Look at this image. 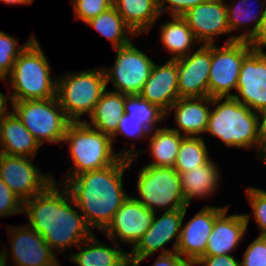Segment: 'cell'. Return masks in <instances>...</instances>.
Instances as JSON below:
<instances>
[{
  "instance_id": "74e56055",
  "label": "cell",
  "mask_w": 266,
  "mask_h": 266,
  "mask_svg": "<svg viewBox=\"0 0 266 266\" xmlns=\"http://www.w3.org/2000/svg\"><path fill=\"white\" fill-rule=\"evenodd\" d=\"M148 134L150 131L142 124L141 121L136 120L135 118H130V115L124 113L122 118L119 120V126L116 132L111 136L112 142L115 136L124 135L128 138H142Z\"/></svg>"
},
{
  "instance_id": "ab89813d",
  "label": "cell",
  "mask_w": 266,
  "mask_h": 266,
  "mask_svg": "<svg viewBox=\"0 0 266 266\" xmlns=\"http://www.w3.org/2000/svg\"><path fill=\"white\" fill-rule=\"evenodd\" d=\"M195 263L202 266H241L240 260H237L231 254L202 256Z\"/></svg>"
},
{
  "instance_id": "9a60e30c",
  "label": "cell",
  "mask_w": 266,
  "mask_h": 266,
  "mask_svg": "<svg viewBox=\"0 0 266 266\" xmlns=\"http://www.w3.org/2000/svg\"><path fill=\"white\" fill-rule=\"evenodd\" d=\"M9 227L15 266H59L56 254L38 232L28 225Z\"/></svg>"
},
{
  "instance_id": "5b68a950",
  "label": "cell",
  "mask_w": 266,
  "mask_h": 266,
  "mask_svg": "<svg viewBox=\"0 0 266 266\" xmlns=\"http://www.w3.org/2000/svg\"><path fill=\"white\" fill-rule=\"evenodd\" d=\"M36 38L18 56L9 73L12 101L46 100L56 97L57 79Z\"/></svg>"
},
{
  "instance_id": "ffe728a7",
  "label": "cell",
  "mask_w": 266,
  "mask_h": 266,
  "mask_svg": "<svg viewBox=\"0 0 266 266\" xmlns=\"http://www.w3.org/2000/svg\"><path fill=\"white\" fill-rule=\"evenodd\" d=\"M228 207L215 219L203 256L228 255L247 232L250 214L226 216Z\"/></svg>"
},
{
  "instance_id": "484cf974",
  "label": "cell",
  "mask_w": 266,
  "mask_h": 266,
  "mask_svg": "<svg viewBox=\"0 0 266 266\" xmlns=\"http://www.w3.org/2000/svg\"><path fill=\"white\" fill-rule=\"evenodd\" d=\"M125 98L126 94L105 90L90 115L91 122H84L90 127L112 136L119 126V120L125 113Z\"/></svg>"
},
{
  "instance_id": "4dcf8cb0",
  "label": "cell",
  "mask_w": 266,
  "mask_h": 266,
  "mask_svg": "<svg viewBox=\"0 0 266 266\" xmlns=\"http://www.w3.org/2000/svg\"><path fill=\"white\" fill-rule=\"evenodd\" d=\"M205 141L201 137L185 136L179 147L173 168L178 173H185L207 163L209 158Z\"/></svg>"
},
{
  "instance_id": "7a4b0ae2",
  "label": "cell",
  "mask_w": 266,
  "mask_h": 266,
  "mask_svg": "<svg viewBox=\"0 0 266 266\" xmlns=\"http://www.w3.org/2000/svg\"><path fill=\"white\" fill-rule=\"evenodd\" d=\"M134 160L136 157H120L108 167L83 172L66 183L62 181L90 228L103 232L129 196L122 179Z\"/></svg>"
},
{
  "instance_id": "d590c367",
  "label": "cell",
  "mask_w": 266,
  "mask_h": 266,
  "mask_svg": "<svg viewBox=\"0 0 266 266\" xmlns=\"http://www.w3.org/2000/svg\"><path fill=\"white\" fill-rule=\"evenodd\" d=\"M241 266H266V237L258 236L246 248Z\"/></svg>"
},
{
  "instance_id": "6da1fadb",
  "label": "cell",
  "mask_w": 266,
  "mask_h": 266,
  "mask_svg": "<svg viewBox=\"0 0 266 266\" xmlns=\"http://www.w3.org/2000/svg\"><path fill=\"white\" fill-rule=\"evenodd\" d=\"M58 186L61 191L54 180L42 192L23 202V212L29 220L27 225L43 237L55 254L56 250L63 251L68 246L77 247L93 235L66 187Z\"/></svg>"
},
{
  "instance_id": "7dc6e473",
  "label": "cell",
  "mask_w": 266,
  "mask_h": 266,
  "mask_svg": "<svg viewBox=\"0 0 266 266\" xmlns=\"http://www.w3.org/2000/svg\"><path fill=\"white\" fill-rule=\"evenodd\" d=\"M260 158H261V160L263 159V161H265V163H266V146H264Z\"/></svg>"
},
{
  "instance_id": "4fadbf2b",
  "label": "cell",
  "mask_w": 266,
  "mask_h": 266,
  "mask_svg": "<svg viewBox=\"0 0 266 266\" xmlns=\"http://www.w3.org/2000/svg\"><path fill=\"white\" fill-rule=\"evenodd\" d=\"M235 99L256 113L266 109V52L253 49L243 60ZM242 99H241V98Z\"/></svg>"
},
{
  "instance_id": "f6af8a7d",
  "label": "cell",
  "mask_w": 266,
  "mask_h": 266,
  "mask_svg": "<svg viewBox=\"0 0 266 266\" xmlns=\"http://www.w3.org/2000/svg\"><path fill=\"white\" fill-rule=\"evenodd\" d=\"M3 3L12 5V4H22V5H29L31 4L34 0H0Z\"/></svg>"
},
{
  "instance_id": "f1b7e54d",
  "label": "cell",
  "mask_w": 266,
  "mask_h": 266,
  "mask_svg": "<svg viewBox=\"0 0 266 266\" xmlns=\"http://www.w3.org/2000/svg\"><path fill=\"white\" fill-rule=\"evenodd\" d=\"M239 3H236L235 7H231V5L225 3L230 32L244 29L246 24L254 26L250 30H248L249 28L246 27L247 31L242 34H238V36H234L233 34L225 41V43H231L237 40L249 41L255 35L260 22L266 13V7L263 9V2L261 3V10H259V13H255L254 10L246 5L248 0H239Z\"/></svg>"
},
{
  "instance_id": "b9f144b4",
  "label": "cell",
  "mask_w": 266,
  "mask_h": 266,
  "mask_svg": "<svg viewBox=\"0 0 266 266\" xmlns=\"http://www.w3.org/2000/svg\"><path fill=\"white\" fill-rule=\"evenodd\" d=\"M248 43L255 50L263 51V47L266 46V13L264 14L258 30L255 35L248 41Z\"/></svg>"
},
{
  "instance_id": "44dd1931",
  "label": "cell",
  "mask_w": 266,
  "mask_h": 266,
  "mask_svg": "<svg viewBox=\"0 0 266 266\" xmlns=\"http://www.w3.org/2000/svg\"><path fill=\"white\" fill-rule=\"evenodd\" d=\"M211 104L212 97L209 96L177 99L168 109L166 117L170 110H175L178 128L170 129L183 136L200 137V134L206 131Z\"/></svg>"
},
{
  "instance_id": "4316f807",
  "label": "cell",
  "mask_w": 266,
  "mask_h": 266,
  "mask_svg": "<svg viewBox=\"0 0 266 266\" xmlns=\"http://www.w3.org/2000/svg\"><path fill=\"white\" fill-rule=\"evenodd\" d=\"M170 17L172 20L160 27V39L165 49L173 54L170 60H178L187 56L188 51L192 52V44L199 42L181 16Z\"/></svg>"
},
{
  "instance_id": "ba28073f",
  "label": "cell",
  "mask_w": 266,
  "mask_h": 266,
  "mask_svg": "<svg viewBox=\"0 0 266 266\" xmlns=\"http://www.w3.org/2000/svg\"><path fill=\"white\" fill-rule=\"evenodd\" d=\"M137 177L140 198H133L154 213L160 208L171 211L188 206L181 189L179 173L173 167L146 165L140 168Z\"/></svg>"
},
{
  "instance_id": "8992f818",
  "label": "cell",
  "mask_w": 266,
  "mask_h": 266,
  "mask_svg": "<svg viewBox=\"0 0 266 266\" xmlns=\"http://www.w3.org/2000/svg\"><path fill=\"white\" fill-rule=\"evenodd\" d=\"M103 68H94L57 77L56 97L71 122H82L83 114L90 116L106 90Z\"/></svg>"
},
{
  "instance_id": "3957f363",
  "label": "cell",
  "mask_w": 266,
  "mask_h": 266,
  "mask_svg": "<svg viewBox=\"0 0 266 266\" xmlns=\"http://www.w3.org/2000/svg\"><path fill=\"white\" fill-rule=\"evenodd\" d=\"M69 144V154L74 162L67 181L83 172L103 169L114 164L120 157H138L142 150L123 149L115 154L112 138L97 129L90 127L84 121L71 122L63 141ZM127 150V151H126Z\"/></svg>"
},
{
  "instance_id": "1f68e13d",
  "label": "cell",
  "mask_w": 266,
  "mask_h": 266,
  "mask_svg": "<svg viewBox=\"0 0 266 266\" xmlns=\"http://www.w3.org/2000/svg\"><path fill=\"white\" fill-rule=\"evenodd\" d=\"M124 109L130 118L141 121L150 132H153L156 124L166 118V113L162 109L139 95H126Z\"/></svg>"
},
{
  "instance_id": "d6a6232c",
  "label": "cell",
  "mask_w": 266,
  "mask_h": 266,
  "mask_svg": "<svg viewBox=\"0 0 266 266\" xmlns=\"http://www.w3.org/2000/svg\"><path fill=\"white\" fill-rule=\"evenodd\" d=\"M35 39L34 35L29 37L26 43L17 46V39L0 31V80L5 81L13 68L18 56Z\"/></svg>"
},
{
  "instance_id": "8d00e7d4",
  "label": "cell",
  "mask_w": 266,
  "mask_h": 266,
  "mask_svg": "<svg viewBox=\"0 0 266 266\" xmlns=\"http://www.w3.org/2000/svg\"><path fill=\"white\" fill-rule=\"evenodd\" d=\"M23 213V201L0 179V217Z\"/></svg>"
},
{
  "instance_id": "52a82bcc",
  "label": "cell",
  "mask_w": 266,
  "mask_h": 266,
  "mask_svg": "<svg viewBox=\"0 0 266 266\" xmlns=\"http://www.w3.org/2000/svg\"><path fill=\"white\" fill-rule=\"evenodd\" d=\"M12 112L42 145L61 143L71 121L67 118L57 97L46 100L12 101Z\"/></svg>"
},
{
  "instance_id": "60d3db41",
  "label": "cell",
  "mask_w": 266,
  "mask_h": 266,
  "mask_svg": "<svg viewBox=\"0 0 266 266\" xmlns=\"http://www.w3.org/2000/svg\"><path fill=\"white\" fill-rule=\"evenodd\" d=\"M196 263L183 258L177 252L160 254L152 266H193Z\"/></svg>"
},
{
  "instance_id": "5bb4252c",
  "label": "cell",
  "mask_w": 266,
  "mask_h": 266,
  "mask_svg": "<svg viewBox=\"0 0 266 266\" xmlns=\"http://www.w3.org/2000/svg\"><path fill=\"white\" fill-rule=\"evenodd\" d=\"M154 214L139 201L128 196L103 233L117 245L119 237L121 242L130 243L134 247L150 228Z\"/></svg>"
},
{
  "instance_id": "9c48e42d",
  "label": "cell",
  "mask_w": 266,
  "mask_h": 266,
  "mask_svg": "<svg viewBox=\"0 0 266 266\" xmlns=\"http://www.w3.org/2000/svg\"><path fill=\"white\" fill-rule=\"evenodd\" d=\"M252 50L248 41L224 43L220 48L211 44L209 97L232 96L230 92L236 90L242 62Z\"/></svg>"
},
{
  "instance_id": "f546056e",
  "label": "cell",
  "mask_w": 266,
  "mask_h": 266,
  "mask_svg": "<svg viewBox=\"0 0 266 266\" xmlns=\"http://www.w3.org/2000/svg\"><path fill=\"white\" fill-rule=\"evenodd\" d=\"M86 24L96 29L102 36L111 41L113 49L130 43L129 34L135 36L114 6L100 13Z\"/></svg>"
},
{
  "instance_id": "bcb514c9",
  "label": "cell",
  "mask_w": 266,
  "mask_h": 266,
  "mask_svg": "<svg viewBox=\"0 0 266 266\" xmlns=\"http://www.w3.org/2000/svg\"><path fill=\"white\" fill-rule=\"evenodd\" d=\"M8 255L9 254L7 253V250L0 253V266H7L6 258L8 257Z\"/></svg>"
},
{
  "instance_id": "7402d4cb",
  "label": "cell",
  "mask_w": 266,
  "mask_h": 266,
  "mask_svg": "<svg viewBox=\"0 0 266 266\" xmlns=\"http://www.w3.org/2000/svg\"><path fill=\"white\" fill-rule=\"evenodd\" d=\"M0 153L35 158L40 144L11 112L0 121Z\"/></svg>"
},
{
  "instance_id": "d4e9b609",
  "label": "cell",
  "mask_w": 266,
  "mask_h": 266,
  "mask_svg": "<svg viewBox=\"0 0 266 266\" xmlns=\"http://www.w3.org/2000/svg\"><path fill=\"white\" fill-rule=\"evenodd\" d=\"M213 160L185 173H179L181 189L187 205L193 197L205 198L215 193L219 185L220 173Z\"/></svg>"
},
{
  "instance_id": "83f0119b",
  "label": "cell",
  "mask_w": 266,
  "mask_h": 266,
  "mask_svg": "<svg viewBox=\"0 0 266 266\" xmlns=\"http://www.w3.org/2000/svg\"><path fill=\"white\" fill-rule=\"evenodd\" d=\"M155 132H150L149 151L154 159L147 164L154 167H173L182 139L185 137L170 128H156Z\"/></svg>"
},
{
  "instance_id": "f35d334b",
  "label": "cell",
  "mask_w": 266,
  "mask_h": 266,
  "mask_svg": "<svg viewBox=\"0 0 266 266\" xmlns=\"http://www.w3.org/2000/svg\"><path fill=\"white\" fill-rule=\"evenodd\" d=\"M208 0H158V9L160 14L168 10L171 16H182L189 9L205 3ZM169 6H165V4Z\"/></svg>"
},
{
  "instance_id": "603a6c76",
  "label": "cell",
  "mask_w": 266,
  "mask_h": 266,
  "mask_svg": "<svg viewBox=\"0 0 266 266\" xmlns=\"http://www.w3.org/2000/svg\"><path fill=\"white\" fill-rule=\"evenodd\" d=\"M82 244L86 246L83 247ZM115 246L106 247V244L98 242L93 234L77 246L80 252L72 254L70 259L77 266H131L129 253L123 252L116 243Z\"/></svg>"
},
{
  "instance_id": "cb8c5ba5",
  "label": "cell",
  "mask_w": 266,
  "mask_h": 266,
  "mask_svg": "<svg viewBox=\"0 0 266 266\" xmlns=\"http://www.w3.org/2000/svg\"><path fill=\"white\" fill-rule=\"evenodd\" d=\"M113 6L135 35L147 33L161 15L158 0H113Z\"/></svg>"
},
{
  "instance_id": "7bdbcfd3",
  "label": "cell",
  "mask_w": 266,
  "mask_h": 266,
  "mask_svg": "<svg viewBox=\"0 0 266 266\" xmlns=\"http://www.w3.org/2000/svg\"><path fill=\"white\" fill-rule=\"evenodd\" d=\"M259 116V133L262 140L263 147L266 146V109L258 113Z\"/></svg>"
},
{
  "instance_id": "2e32d148",
  "label": "cell",
  "mask_w": 266,
  "mask_h": 266,
  "mask_svg": "<svg viewBox=\"0 0 266 266\" xmlns=\"http://www.w3.org/2000/svg\"><path fill=\"white\" fill-rule=\"evenodd\" d=\"M179 98L209 96V73L211 68V44H202L192 54L177 60Z\"/></svg>"
},
{
  "instance_id": "ee69618b",
  "label": "cell",
  "mask_w": 266,
  "mask_h": 266,
  "mask_svg": "<svg viewBox=\"0 0 266 266\" xmlns=\"http://www.w3.org/2000/svg\"><path fill=\"white\" fill-rule=\"evenodd\" d=\"M8 99L12 102L11 97H7L0 91V121L11 113L10 111H7Z\"/></svg>"
},
{
  "instance_id": "ac0fdd59",
  "label": "cell",
  "mask_w": 266,
  "mask_h": 266,
  "mask_svg": "<svg viewBox=\"0 0 266 266\" xmlns=\"http://www.w3.org/2000/svg\"><path fill=\"white\" fill-rule=\"evenodd\" d=\"M227 207L206 206L192 217L184 227L181 226L176 252L194 262L202 257L206 251L215 219Z\"/></svg>"
},
{
  "instance_id": "8fae6325",
  "label": "cell",
  "mask_w": 266,
  "mask_h": 266,
  "mask_svg": "<svg viewBox=\"0 0 266 266\" xmlns=\"http://www.w3.org/2000/svg\"><path fill=\"white\" fill-rule=\"evenodd\" d=\"M188 206L182 209L165 211L161 217L156 218L154 214L150 228L133 247L129 253L131 266H138L145 258L154 254L162 248L160 254L176 252L180 238L181 226ZM175 239L173 250L165 249L164 246Z\"/></svg>"
},
{
  "instance_id": "e575fe53",
  "label": "cell",
  "mask_w": 266,
  "mask_h": 266,
  "mask_svg": "<svg viewBox=\"0 0 266 266\" xmlns=\"http://www.w3.org/2000/svg\"><path fill=\"white\" fill-rule=\"evenodd\" d=\"M246 193L260 228V236L266 237V190L250 187L247 188Z\"/></svg>"
},
{
  "instance_id": "7c38bea8",
  "label": "cell",
  "mask_w": 266,
  "mask_h": 266,
  "mask_svg": "<svg viewBox=\"0 0 266 266\" xmlns=\"http://www.w3.org/2000/svg\"><path fill=\"white\" fill-rule=\"evenodd\" d=\"M29 157L0 153V179L23 202L42 192L55 179L42 173Z\"/></svg>"
},
{
  "instance_id": "836d02e7",
  "label": "cell",
  "mask_w": 266,
  "mask_h": 266,
  "mask_svg": "<svg viewBox=\"0 0 266 266\" xmlns=\"http://www.w3.org/2000/svg\"><path fill=\"white\" fill-rule=\"evenodd\" d=\"M72 7L76 19L85 24L113 7V0H72Z\"/></svg>"
},
{
  "instance_id": "30bf717a",
  "label": "cell",
  "mask_w": 266,
  "mask_h": 266,
  "mask_svg": "<svg viewBox=\"0 0 266 266\" xmlns=\"http://www.w3.org/2000/svg\"><path fill=\"white\" fill-rule=\"evenodd\" d=\"M115 50L114 66L108 70L103 68L106 85L111 81L115 92L138 95L149 78L154 62L132 42Z\"/></svg>"
},
{
  "instance_id": "d6986e66",
  "label": "cell",
  "mask_w": 266,
  "mask_h": 266,
  "mask_svg": "<svg viewBox=\"0 0 266 266\" xmlns=\"http://www.w3.org/2000/svg\"><path fill=\"white\" fill-rule=\"evenodd\" d=\"M138 95L167 113L179 99L177 60L169 59L163 65L154 63L149 78Z\"/></svg>"
},
{
  "instance_id": "e0dca14e",
  "label": "cell",
  "mask_w": 266,
  "mask_h": 266,
  "mask_svg": "<svg viewBox=\"0 0 266 266\" xmlns=\"http://www.w3.org/2000/svg\"><path fill=\"white\" fill-rule=\"evenodd\" d=\"M181 17L199 44H215V36L230 33L224 0H208L189 9Z\"/></svg>"
},
{
  "instance_id": "277c9868",
  "label": "cell",
  "mask_w": 266,
  "mask_h": 266,
  "mask_svg": "<svg viewBox=\"0 0 266 266\" xmlns=\"http://www.w3.org/2000/svg\"><path fill=\"white\" fill-rule=\"evenodd\" d=\"M213 97V110L210 111L206 131L218 137L228 147L254 148L257 147V157L263 151L259 133L258 113L248 106L239 103L235 97Z\"/></svg>"
}]
</instances>
